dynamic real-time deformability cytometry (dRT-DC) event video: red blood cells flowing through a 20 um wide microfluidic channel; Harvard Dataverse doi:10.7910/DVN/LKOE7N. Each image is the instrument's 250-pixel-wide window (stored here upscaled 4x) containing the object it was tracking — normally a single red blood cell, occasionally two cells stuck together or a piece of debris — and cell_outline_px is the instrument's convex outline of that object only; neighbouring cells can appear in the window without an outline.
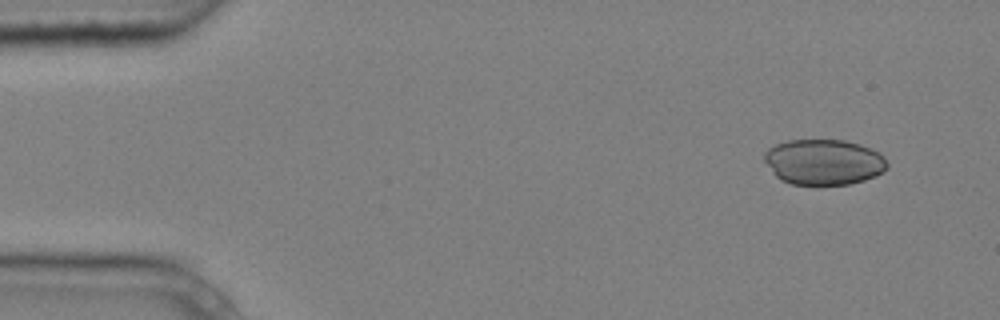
{"species": "common noctule bat (a hibernating species)", "species_latin": "Nyctalus noctula", "temperature_condition": "cold", "stored_images_in_passage": 6, "camera_frame_rate_fps": 3000, "um_per_image_px": 0.085, "animal": {"sex": "male", "body_mass_g": 20.4}, "frame": {"image": 1, "passage_image": 1, "time_ms": 0.0, "image_size_px": [1000, 320], "cell_outline_px": [[888, 168], [884, 172], [876, 176], [864, 180], [848, 184], [792, 184], [780, 180], [772, 172], [764, 160], [764, 152], [768, 148], [776, 144], [788, 140], [844, 140], [860, 144], [880, 152], [884, 156], [888, 164]], "centroid_in_image_um": [70.04, 13.76], "position_along_channel_um": 15.0, "area_um2": 32.83}}